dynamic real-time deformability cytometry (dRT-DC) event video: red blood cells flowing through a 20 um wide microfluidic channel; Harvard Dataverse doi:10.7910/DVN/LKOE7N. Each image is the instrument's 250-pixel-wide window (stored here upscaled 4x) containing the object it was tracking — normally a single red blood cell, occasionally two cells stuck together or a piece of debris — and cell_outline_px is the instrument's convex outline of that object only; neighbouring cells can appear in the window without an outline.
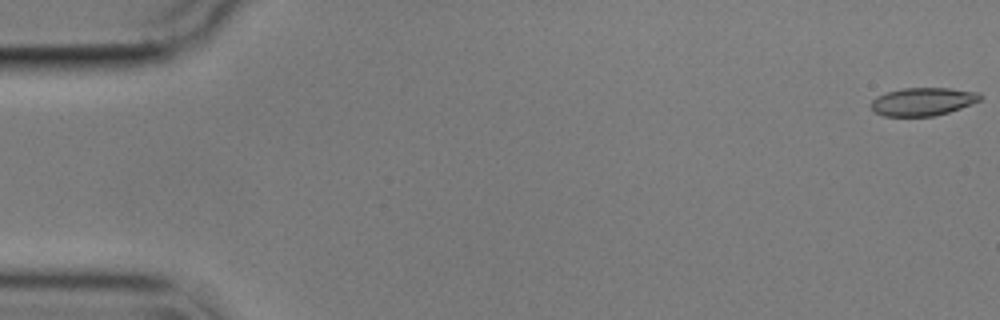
{"species": "common noctule bat (a hibernating species)", "species_latin": "Nyctalus noctula", "temperature_condition": "cold", "stored_images_in_passage": 56, "camera_frame_rate_fps": 3000, "um_per_image_px": 0.085, "animal": {"sex": "male", "body_mass_g": 17.9}, "frame": {"image": 1, "passage_image": 1, "time_ms": 0.0, "image_size_px": [1000, 320], "cell_outline_px": [[984, 96], [980, 100], [960, 108], [948, 112], [932, 116], [884, 116], [876, 112], [872, 108], [872, 100], [876, 96], [888, 92], [904, 88], [948, 88], [980, 92]], "centroid_in_image_um": [78.47, 8.63], "position_along_channel_um": 6.5, "area_um2": 17.69}}
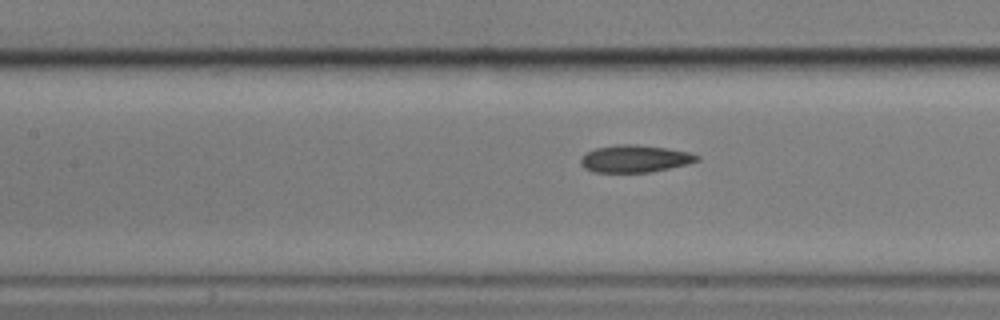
{"frame": {"image": 2, "passage_image": 25, "time_ms": 8.0, "image_size_px": [1000, 320], "cell_outline_px": [[700, 160], [688, 164], [652, 172], [592, 172], [584, 168], [580, 164], [580, 160], [588, 152], [596, 148], [616, 144], [636, 144], [664, 148], [688, 152], [700, 156]], "centroid_in_image_um": [53.97, 13.5], "position_along_channel_um": 153.4, "area_um2": 18.44}}
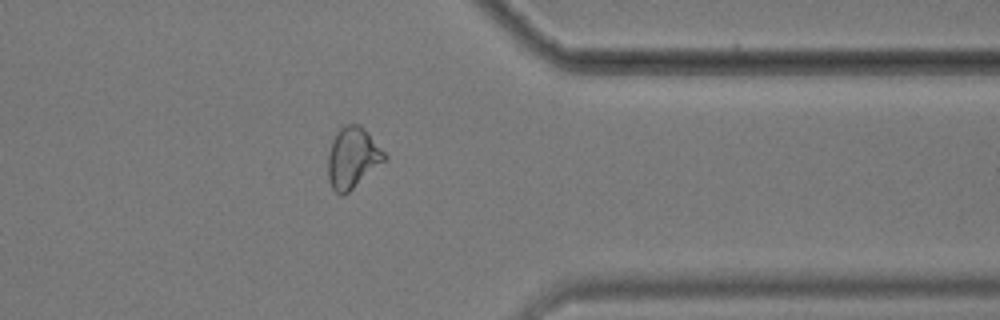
{"frame": {"image": 3, "passage_image": 45, "time_ms": 14.667, "image_size_px": [1000, 320], "cell_outline_px": [[388, 160], [344, 196], [340, 196], [332, 188], [328, 180], [328, 156], [332, 140], [336, 132], [344, 124], [360, 124], [368, 132], [388, 156]], "centroid_in_image_um": [29.99, 13.43], "position_along_channel_um": 381.4, "area_um2": 20.52}, "authors_computed_cell_mechanics": {"area_um2": 18.9295, "velocity_mm_per_s": 3.5663, "shape_relaxation_time_tau1_ms": null, "shape_relaxation_time_tau2_ms": 3.036, "deformation_change_tau1": null, "deformation_change_tau2": 0.0799}}